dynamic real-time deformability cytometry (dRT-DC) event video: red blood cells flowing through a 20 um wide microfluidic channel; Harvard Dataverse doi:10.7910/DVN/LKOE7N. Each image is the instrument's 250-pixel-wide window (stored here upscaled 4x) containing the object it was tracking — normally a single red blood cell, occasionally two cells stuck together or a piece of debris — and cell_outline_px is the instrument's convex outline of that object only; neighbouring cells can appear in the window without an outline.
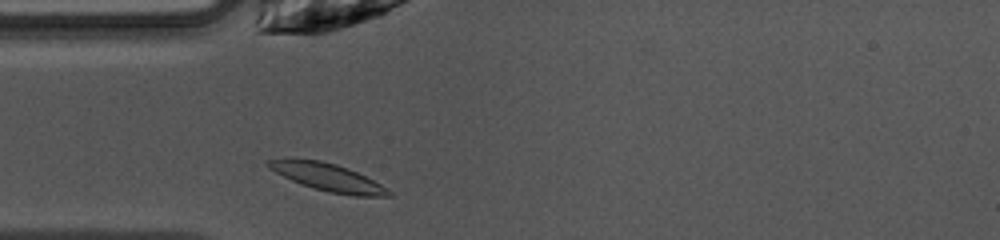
{"species": "common noctule bat (a hibernating species)", "species_latin": "Nyctalus noctula", "temperature_condition": "warm", "stored_images_in_passage": 37, "camera_frame_rate_fps": 3000, "um_per_image_px": 0.085, "animal": {"sex": "female", "body_mass_g": 10.0, "forearm_length_mm": 53.1}, "frame": {"image": 1, "passage_image": 2, "time_ms": 0.333, "image_size_px": [1000, 240], "cell_outline_px": [[392, 196], [352, 196], [328, 192], [312, 188], [300, 184], [268, 168], [264, 164], [268, 160], [320, 160], [336, 164], [348, 168], [380, 184], [392, 192]], "centroid_in_image_um": [27.88, 15.09], "position_along_channel_um": 57.1, "area_um2": 18.96}}
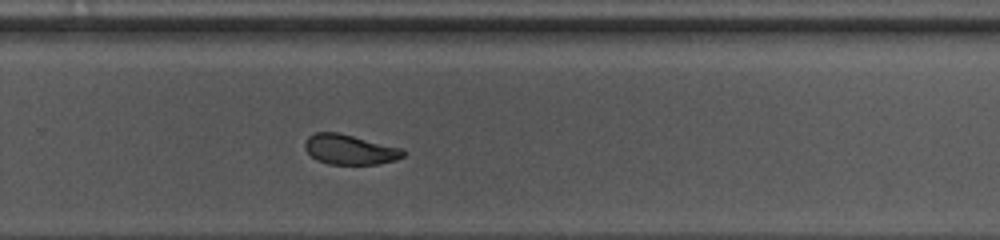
{"frame": {"image": 2, "passage_image": 20, "time_ms": 6.333, "image_size_px": [1000, 240], "cell_outline_px": [[404, 156], [396, 160], [380, 164], [328, 164], [316, 160], [304, 148], [304, 144], [308, 136], [316, 132], [336, 132], [400, 148], [404, 152]], "centroid_in_image_um": [29.69, 12.72], "position_along_channel_um": 300.1, "area_um2": 16.94}}
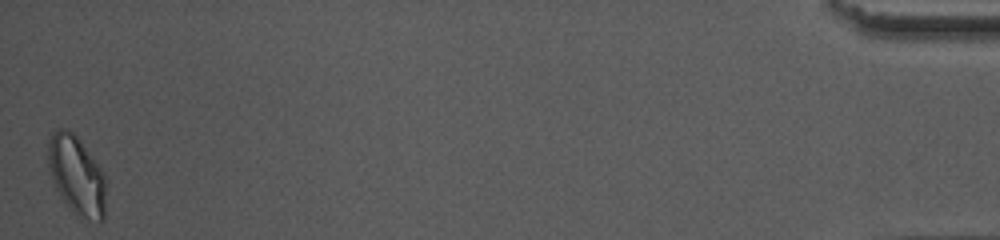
{"frame": {"image": 3, "passage_image": 37, "time_ms": 12.0, "image_size_px": [1000, 240], "cell_outline_px": [[104, 220], [88, 220], [76, 216], [64, 200], [56, 188], [48, 172], [48, 140], [52, 132], [60, 128], [68, 128], [80, 140], [104, 172]], "centroid_in_image_um": [6.48, 14.88], "position_along_channel_um": 428.7, "area_um2": 26.47}, "authors_computed_cell_mechanics": {"area_um2": 18.0914, "velocity_mm_per_s": 4.0679, "shape_relaxation_time_tau1_ms": 3.5422, "shape_relaxation_time_tau2_ms": 3.1382, "deformation_change_tau1": 0.1386, "deformation_change_tau2": 0.0435}}